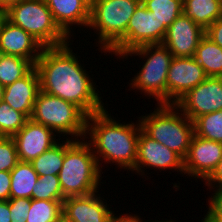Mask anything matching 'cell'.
<instances>
[{"instance_id": "obj_18", "label": "cell", "mask_w": 222, "mask_h": 222, "mask_svg": "<svg viewBox=\"0 0 222 222\" xmlns=\"http://www.w3.org/2000/svg\"><path fill=\"white\" fill-rule=\"evenodd\" d=\"M39 91L40 78L34 66L24 77L5 86L3 101L14 110L20 111L28 118H31L34 103Z\"/></svg>"}, {"instance_id": "obj_2", "label": "cell", "mask_w": 222, "mask_h": 222, "mask_svg": "<svg viewBox=\"0 0 222 222\" xmlns=\"http://www.w3.org/2000/svg\"><path fill=\"white\" fill-rule=\"evenodd\" d=\"M107 110L105 108L87 117L85 139H88L86 141L92 147L101 172L103 163H115V168L132 172L137 160L138 138L142 129L140 121L138 119L136 123H121Z\"/></svg>"}, {"instance_id": "obj_1", "label": "cell", "mask_w": 222, "mask_h": 222, "mask_svg": "<svg viewBox=\"0 0 222 222\" xmlns=\"http://www.w3.org/2000/svg\"><path fill=\"white\" fill-rule=\"evenodd\" d=\"M71 42L74 40L61 46L43 48L35 64L40 90L74 103L89 116L105 109L103 96L85 65L80 59L78 61L80 56L71 49Z\"/></svg>"}, {"instance_id": "obj_24", "label": "cell", "mask_w": 222, "mask_h": 222, "mask_svg": "<svg viewBox=\"0 0 222 222\" xmlns=\"http://www.w3.org/2000/svg\"><path fill=\"white\" fill-rule=\"evenodd\" d=\"M34 65L25 58L0 53V83L5 87L24 77Z\"/></svg>"}, {"instance_id": "obj_8", "label": "cell", "mask_w": 222, "mask_h": 222, "mask_svg": "<svg viewBox=\"0 0 222 222\" xmlns=\"http://www.w3.org/2000/svg\"><path fill=\"white\" fill-rule=\"evenodd\" d=\"M6 18L25 30L44 47H57L70 42L55 23L44 0H22L6 10Z\"/></svg>"}, {"instance_id": "obj_20", "label": "cell", "mask_w": 222, "mask_h": 222, "mask_svg": "<svg viewBox=\"0 0 222 222\" xmlns=\"http://www.w3.org/2000/svg\"><path fill=\"white\" fill-rule=\"evenodd\" d=\"M182 13L206 30L222 16L221 0H183Z\"/></svg>"}, {"instance_id": "obj_13", "label": "cell", "mask_w": 222, "mask_h": 222, "mask_svg": "<svg viewBox=\"0 0 222 222\" xmlns=\"http://www.w3.org/2000/svg\"><path fill=\"white\" fill-rule=\"evenodd\" d=\"M222 158V143L193 135L188 154L184 159L183 175L204 182Z\"/></svg>"}, {"instance_id": "obj_34", "label": "cell", "mask_w": 222, "mask_h": 222, "mask_svg": "<svg viewBox=\"0 0 222 222\" xmlns=\"http://www.w3.org/2000/svg\"><path fill=\"white\" fill-rule=\"evenodd\" d=\"M204 185L208 186V189L222 188V158L212 174L204 181Z\"/></svg>"}, {"instance_id": "obj_26", "label": "cell", "mask_w": 222, "mask_h": 222, "mask_svg": "<svg viewBox=\"0 0 222 222\" xmlns=\"http://www.w3.org/2000/svg\"><path fill=\"white\" fill-rule=\"evenodd\" d=\"M63 202L31 199L26 222H57L62 218Z\"/></svg>"}, {"instance_id": "obj_14", "label": "cell", "mask_w": 222, "mask_h": 222, "mask_svg": "<svg viewBox=\"0 0 222 222\" xmlns=\"http://www.w3.org/2000/svg\"><path fill=\"white\" fill-rule=\"evenodd\" d=\"M56 136L58 137L52 129L29 118L23 128L12 137L19 161L32 162L61 140L56 139Z\"/></svg>"}, {"instance_id": "obj_37", "label": "cell", "mask_w": 222, "mask_h": 222, "mask_svg": "<svg viewBox=\"0 0 222 222\" xmlns=\"http://www.w3.org/2000/svg\"><path fill=\"white\" fill-rule=\"evenodd\" d=\"M0 222H11L8 200H0Z\"/></svg>"}, {"instance_id": "obj_17", "label": "cell", "mask_w": 222, "mask_h": 222, "mask_svg": "<svg viewBox=\"0 0 222 222\" xmlns=\"http://www.w3.org/2000/svg\"><path fill=\"white\" fill-rule=\"evenodd\" d=\"M44 46L7 18L0 29V53L28 59L34 66Z\"/></svg>"}, {"instance_id": "obj_29", "label": "cell", "mask_w": 222, "mask_h": 222, "mask_svg": "<svg viewBox=\"0 0 222 222\" xmlns=\"http://www.w3.org/2000/svg\"><path fill=\"white\" fill-rule=\"evenodd\" d=\"M65 198L60 187L58 175L39 176L32 189L31 199L63 202Z\"/></svg>"}, {"instance_id": "obj_9", "label": "cell", "mask_w": 222, "mask_h": 222, "mask_svg": "<svg viewBox=\"0 0 222 222\" xmlns=\"http://www.w3.org/2000/svg\"><path fill=\"white\" fill-rule=\"evenodd\" d=\"M166 32L167 27L160 25L154 14L141 2L128 22L126 37L110 54L117 58L138 46L162 44Z\"/></svg>"}, {"instance_id": "obj_19", "label": "cell", "mask_w": 222, "mask_h": 222, "mask_svg": "<svg viewBox=\"0 0 222 222\" xmlns=\"http://www.w3.org/2000/svg\"><path fill=\"white\" fill-rule=\"evenodd\" d=\"M44 1L50 9L55 23L69 38L74 36L71 26H78L82 28L81 30L87 29L90 20V5L85 0Z\"/></svg>"}, {"instance_id": "obj_32", "label": "cell", "mask_w": 222, "mask_h": 222, "mask_svg": "<svg viewBox=\"0 0 222 222\" xmlns=\"http://www.w3.org/2000/svg\"><path fill=\"white\" fill-rule=\"evenodd\" d=\"M8 202L10 207L11 222H26L28 211L31 207V199L10 198Z\"/></svg>"}, {"instance_id": "obj_16", "label": "cell", "mask_w": 222, "mask_h": 222, "mask_svg": "<svg viewBox=\"0 0 222 222\" xmlns=\"http://www.w3.org/2000/svg\"><path fill=\"white\" fill-rule=\"evenodd\" d=\"M99 191L85 196L65 198L62 217L67 222H107L114 211L111 209V205L109 208L107 201L100 196Z\"/></svg>"}, {"instance_id": "obj_21", "label": "cell", "mask_w": 222, "mask_h": 222, "mask_svg": "<svg viewBox=\"0 0 222 222\" xmlns=\"http://www.w3.org/2000/svg\"><path fill=\"white\" fill-rule=\"evenodd\" d=\"M207 77H222V47L204 35L194 55Z\"/></svg>"}, {"instance_id": "obj_35", "label": "cell", "mask_w": 222, "mask_h": 222, "mask_svg": "<svg viewBox=\"0 0 222 222\" xmlns=\"http://www.w3.org/2000/svg\"><path fill=\"white\" fill-rule=\"evenodd\" d=\"M11 175L10 172H0V200L10 199Z\"/></svg>"}, {"instance_id": "obj_42", "label": "cell", "mask_w": 222, "mask_h": 222, "mask_svg": "<svg viewBox=\"0 0 222 222\" xmlns=\"http://www.w3.org/2000/svg\"><path fill=\"white\" fill-rule=\"evenodd\" d=\"M57 222H67L63 217L60 219V220H58Z\"/></svg>"}, {"instance_id": "obj_12", "label": "cell", "mask_w": 222, "mask_h": 222, "mask_svg": "<svg viewBox=\"0 0 222 222\" xmlns=\"http://www.w3.org/2000/svg\"><path fill=\"white\" fill-rule=\"evenodd\" d=\"M206 78L194 57H173L167 74V104H175Z\"/></svg>"}, {"instance_id": "obj_15", "label": "cell", "mask_w": 222, "mask_h": 222, "mask_svg": "<svg viewBox=\"0 0 222 222\" xmlns=\"http://www.w3.org/2000/svg\"><path fill=\"white\" fill-rule=\"evenodd\" d=\"M204 35L205 30L182 13L167 28L162 44L173 57H194Z\"/></svg>"}, {"instance_id": "obj_11", "label": "cell", "mask_w": 222, "mask_h": 222, "mask_svg": "<svg viewBox=\"0 0 222 222\" xmlns=\"http://www.w3.org/2000/svg\"><path fill=\"white\" fill-rule=\"evenodd\" d=\"M175 105L192 122L201 115L222 110V77H207Z\"/></svg>"}, {"instance_id": "obj_10", "label": "cell", "mask_w": 222, "mask_h": 222, "mask_svg": "<svg viewBox=\"0 0 222 222\" xmlns=\"http://www.w3.org/2000/svg\"><path fill=\"white\" fill-rule=\"evenodd\" d=\"M145 168L160 172L161 170H174L180 172L179 174L185 173L184 160L168 147L149 137L141 129L138 138L137 160L132 174L135 172L134 174L141 175L144 179L146 177Z\"/></svg>"}, {"instance_id": "obj_40", "label": "cell", "mask_w": 222, "mask_h": 222, "mask_svg": "<svg viewBox=\"0 0 222 222\" xmlns=\"http://www.w3.org/2000/svg\"><path fill=\"white\" fill-rule=\"evenodd\" d=\"M4 86L0 83V102L3 101Z\"/></svg>"}, {"instance_id": "obj_36", "label": "cell", "mask_w": 222, "mask_h": 222, "mask_svg": "<svg viewBox=\"0 0 222 222\" xmlns=\"http://www.w3.org/2000/svg\"><path fill=\"white\" fill-rule=\"evenodd\" d=\"M120 214L119 216L116 215L115 213L112 215V217L107 221V222H140L143 220L141 217L137 214ZM116 215V216H115Z\"/></svg>"}, {"instance_id": "obj_41", "label": "cell", "mask_w": 222, "mask_h": 222, "mask_svg": "<svg viewBox=\"0 0 222 222\" xmlns=\"http://www.w3.org/2000/svg\"><path fill=\"white\" fill-rule=\"evenodd\" d=\"M149 220H147V221H144V222H148ZM140 222H143L142 220L140 221ZM150 222H176V221H174L173 219H170V220H160V221H158V220H152V221H150Z\"/></svg>"}, {"instance_id": "obj_23", "label": "cell", "mask_w": 222, "mask_h": 222, "mask_svg": "<svg viewBox=\"0 0 222 222\" xmlns=\"http://www.w3.org/2000/svg\"><path fill=\"white\" fill-rule=\"evenodd\" d=\"M62 139L30 162L38 176L59 174L65 156V138Z\"/></svg>"}, {"instance_id": "obj_33", "label": "cell", "mask_w": 222, "mask_h": 222, "mask_svg": "<svg viewBox=\"0 0 222 222\" xmlns=\"http://www.w3.org/2000/svg\"><path fill=\"white\" fill-rule=\"evenodd\" d=\"M205 35L222 47V16L205 30Z\"/></svg>"}, {"instance_id": "obj_7", "label": "cell", "mask_w": 222, "mask_h": 222, "mask_svg": "<svg viewBox=\"0 0 222 222\" xmlns=\"http://www.w3.org/2000/svg\"><path fill=\"white\" fill-rule=\"evenodd\" d=\"M88 115L72 102L39 91L31 119L52 129L60 138L85 139ZM71 136V138H70Z\"/></svg>"}, {"instance_id": "obj_22", "label": "cell", "mask_w": 222, "mask_h": 222, "mask_svg": "<svg viewBox=\"0 0 222 222\" xmlns=\"http://www.w3.org/2000/svg\"><path fill=\"white\" fill-rule=\"evenodd\" d=\"M11 187L10 198H28L32 197V189L39 179L29 162L19 161L10 171Z\"/></svg>"}, {"instance_id": "obj_3", "label": "cell", "mask_w": 222, "mask_h": 222, "mask_svg": "<svg viewBox=\"0 0 222 222\" xmlns=\"http://www.w3.org/2000/svg\"><path fill=\"white\" fill-rule=\"evenodd\" d=\"M103 173L91 145L85 139L65 138V156L58 176L66 198L85 196L100 190L101 183L104 184Z\"/></svg>"}, {"instance_id": "obj_30", "label": "cell", "mask_w": 222, "mask_h": 222, "mask_svg": "<svg viewBox=\"0 0 222 222\" xmlns=\"http://www.w3.org/2000/svg\"><path fill=\"white\" fill-rule=\"evenodd\" d=\"M18 162L14 139L12 137L0 136V172H10Z\"/></svg>"}, {"instance_id": "obj_39", "label": "cell", "mask_w": 222, "mask_h": 222, "mask_svg": "<svg viewBox=\"0 0 222 222\" xmlns=\"http://www.w3.org/2000/svg\"><path fill=\"white\" fill-rule=\"evenodd\" d=\"M5 19H6V10L0 8V29Z\"/></svg>"}, {"instance_id": "obj_31", "label": "cell", "mask_w": 222, "mask_h": 222, "mask_svg": "<svg viewBox=\"0 0 222 222\" xmlns=\"http://www.w3.org/2000/svg\"><path fill=\"white\" fill-rule=\"evenodd\" d=\"M213 190V194L208 198V211L204 217L203 222H222V188L209 189Z\"/></svg>"}, {"instance_id": "obj_43", "label": "cell", "mask_w": 222, "mask_h": 222, "mask_svg": "<svg viewBox=\"0 0 222 222\" xmlns=\"http://www.w3.org/2000/svg\"><path fill=\"white\" fill-rule=\"evenodd\" d=\"M89 5L93 2V0H85Z\"/></svg>"}, {"instance_id": "obj_38", "label": "cell", "mask_w": 222, "mask_h": 222, "mask_svg": "<svg viewBox=\"0 0 222 222\" xmlns=\"http://www.w3.org/2000/svg\"><path fill=\"white\" fill-rule=\"evenodd\" d=\"M22 0H0V8L7 10L11 5L16 4Z\"/></svg>"}, {"instance_id": "obj_27", "label": "cell", "mask_w": 222, "mask_h": 222, "mask_svg": "<svg viewBox=\"0 0 222 222\" xmlns=\"http://www.w3.org/2000/svg\"><path fill=\"white\" fill-rule=\"evenodd\" d=\"M193 125L194 135L222 143V110L197 117Z\"/></svg>"}, {"instance_id": "obj_6", "label": "cell", "mask_w": 222, "mask_h": 222, "mask_svg": "<svg viewBox=\"0 0 222 222\" xmlns=\"http://www.w3.org/2000/svg\"><path fill=\"white\" fill-rule=\"evenodd\" d=\"M141 0H93L88 27L104 54L111 53L126 37L128 22Z\"/></svg>"}, {"instance_id": "obj_28", "label": "cell", "mask_w": 222, "mask_h": 222, "mask_svg": "<svg viewBox=\"0 0 222 222\" xmlns=\"http://www.w3.org/2000/svg\"><path fill=\"white\" fill-rule=\"evenodd\" d=\"M28 119L25 114L14 110L6 102H0V136L13 137Z\"/></svg>"}, {"instance_id": "obj_5", "label": "cell", "mask_w": 222, "mask_h": 222, "mask_svg": "<svg viewBox=\"0 0 222 222\" xmlns=\"http://www.w3.org/2000/svg\"><path fill=\"white\" fill-rule=\"evenodd\" d=\"M139 56L142 63L129 84L131 90L144 94L143 96L153 98L157 104H167V74L173 55L163 44H146L129 50L117 57L128 59V57ZM143 92V93H142Z\"/></svg>"}, {"instance_id": "obj_4", "label": "cell", "mask_w": 222, "mask_h": 222, "mask_svg": "<svg viewBox=\"0 0 222 222\" xmlns=\"http://www.w3.org/2000/svg\"><path fill=\"white\" fill-rule=\"evenodd\" d=\"M155 106L153 112L138 117L142 130L184 160L194 135L193 122L175 104Z\"/></svg>"}, {"instance_id": "obj_25", "label": "cell", "mask_w": 222, "mask_h": 222, "mask_svg": "<svg viewBox=\"0 0 222 222\" xmlns=\"http://www.w3.org/2000/svg\"><path fill=\"white\" fill-rule=\"evenodd\" d=\"M141 2L154 14L160 25H165L167 28L183 10V0H141Z\"/></svg>"}]
</instances>
